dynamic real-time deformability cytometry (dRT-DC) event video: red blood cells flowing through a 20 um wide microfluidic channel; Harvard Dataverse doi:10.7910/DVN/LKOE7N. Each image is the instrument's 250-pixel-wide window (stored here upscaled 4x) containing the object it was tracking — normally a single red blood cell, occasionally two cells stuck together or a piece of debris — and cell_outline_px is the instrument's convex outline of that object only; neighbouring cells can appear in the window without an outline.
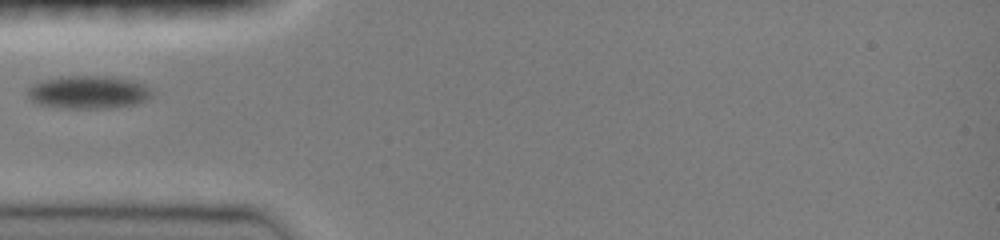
{"species": "common noctule bat (a hibernating species)", "species_latin": "Nyctalus noctula", "temperature_condition": "room temperature", "stored_images_in_passage": 11, "camera_frame_rate_fps": 3000, "um_per_image_px": 0.085, "animal": {"sex": "female", "body_mass_g": 19.0, "forearm_length_mm": 51.5}, "frame": {"image": 1, "passage_image": 1, "time_ms": 0.0, "image_size_px": [1000, 240], "cell_outline_px": [[152, 96], [136, 104], [112, 108], [60, 108], [36, 104], [28, 96], [28, 84], [40, 80], [60, 76], [112, 76], [132, 80], [144, 84], [152, 88]], "centroid_in_image_um": [7.48, 7.83], "position_along_channel_um": 77.5, "area_um2": 24.39}}
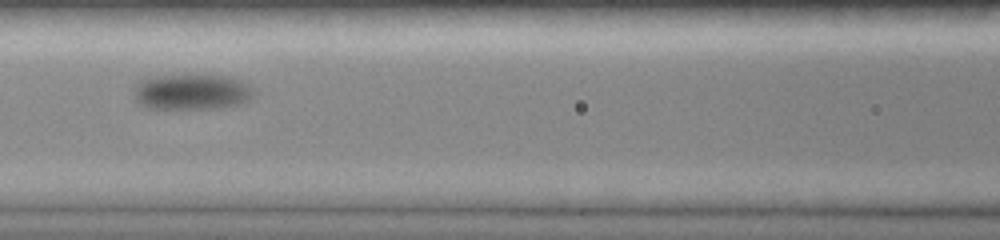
{"frame": {"image": 2, "passage_image": 5, "time_ms": 2.0, "image_size_px": [1000, 240], "cell_outline_px": [[252, 96], [248, 100], [240, 104], [220, 108], [148, 108], [140, 104], [136, 100], [136, 84], [140, 80], [148, 76], [224, 76], [244, 80], [252, 88]], "centroid_in_image_um": [16.31, 7.81], "position_along_channel_um": 150.3, "area_um2": 24.57}}
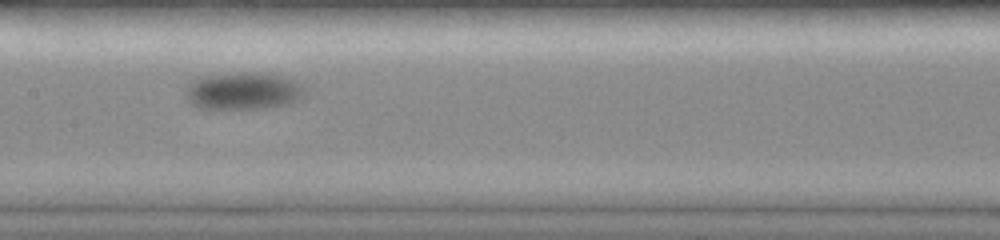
{"frame": {"image": 3, "passage_image": 8, "time_ms": 3.0, "image_size_px": [1000, 240], "cell_outline_px": [[304, 96], [300, 100], [288, 104], [264, 108], [196, 108], [188, 100], [184, 92], [188, 80], [196, 76], [240, 72], [252, 72], [284, 76], [292, 80], [304, 92]], "centroid_in_image_um": [20.56, 7.72], "position_along_channel_um": 186.8, "area_um2": 26.07}}